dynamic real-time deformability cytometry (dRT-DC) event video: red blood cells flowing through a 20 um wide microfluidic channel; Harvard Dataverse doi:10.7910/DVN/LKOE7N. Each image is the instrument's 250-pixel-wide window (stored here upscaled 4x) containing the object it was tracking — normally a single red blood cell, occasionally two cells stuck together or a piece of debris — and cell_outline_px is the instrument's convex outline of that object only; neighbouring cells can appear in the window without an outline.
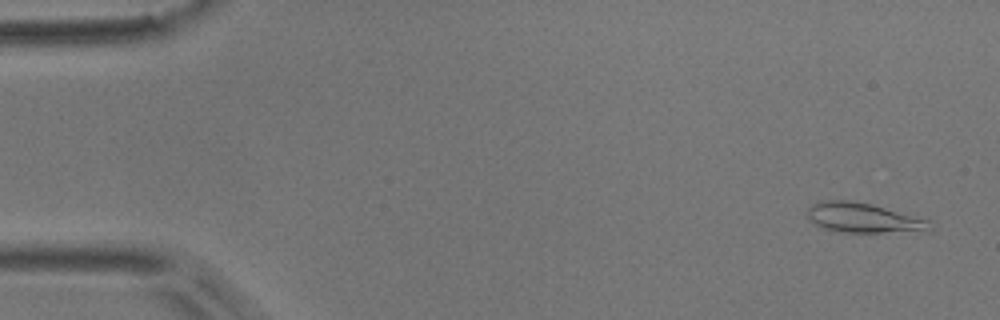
{"species": "common noctule bat (a hibernating species)", "species_latin": "Nyctalus noctula", "temperature_condition": "room temperature", "stored_images_in_passage": 4, "camera_frame_rate_fps": 3000, "um_per_image_px": 0.085, "animal": {"sex": "male", "body_mass_g": 17.9}, "frame": {"image": 1, "passage_image": 1, "time_ms": 0.0, "image_size_px": [1000, 320], "cell_outline_px": [[932, 232], [840, 232], [824, 228], [808, 220], [808, 208], [812, 204], [820, 200], [852, 200], [872, 204], [928, 220], [932, 228]], "centroid_in_image_um": [73.4, 18.52], "position_along_channel_um": 11.6, "area_um2": 21.39}}
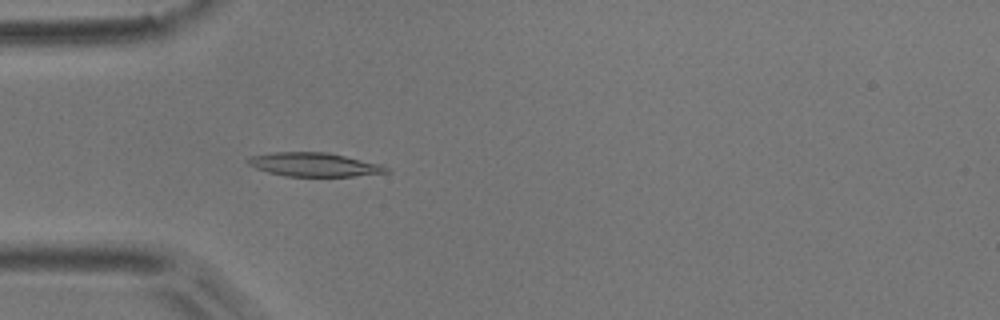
{"frame": {"image": 2, "passage_image": 4, "time_ms": 1.0, "image_size_px": [1000, 320], "cell_outline_px": [[392, 172], [352, 176], [284, 176], [268, 172], [256, 168], [248, 164], [244, 160], [248, 156], [272, 152], [328, 152], [384, 164]], "centroid_in_image_um": [26.71, 13.98], "position_along_channel_um": 58.3, "area_um2": 19.48}}